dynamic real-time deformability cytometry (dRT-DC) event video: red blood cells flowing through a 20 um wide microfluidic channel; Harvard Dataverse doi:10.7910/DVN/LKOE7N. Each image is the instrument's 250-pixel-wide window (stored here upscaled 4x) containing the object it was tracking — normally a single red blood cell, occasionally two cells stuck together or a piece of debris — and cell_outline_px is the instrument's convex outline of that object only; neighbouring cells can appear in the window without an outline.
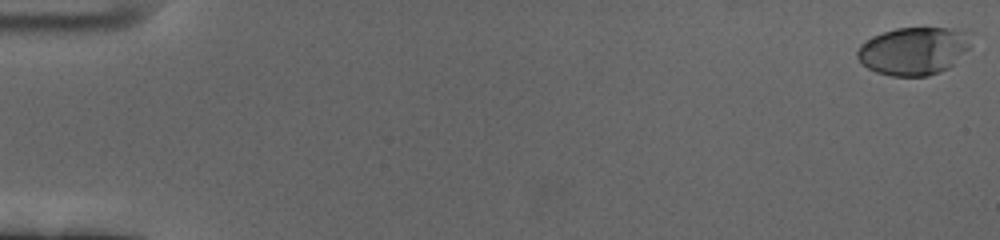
{"species": "human", "species_latin": "Homo sapiens", "temperature_condition": "cold", "stored_images_in_passage": 60, "camera_frame_rate_fps": 3000, "um_per_image_px": 0.085, "donor": {"sex": "female"}, "frame": {"image": 1, "passage_image": 1, "time_ms": 0.0, "image_size_px": [1000, 240], "cell_outline_px": [[972, 32], [968, 48], [948, 68], [940, 72], [928, 76], [892, 76], [876, 72], [868, 68], [856, 56], [856, 52], [860, 44], [872, 36], [896, 28], [952, 28]], "centroid_in_image_um": [77.65, 4.32], "position_along_channel_um": 7.3, "area_um2": 31.67}}
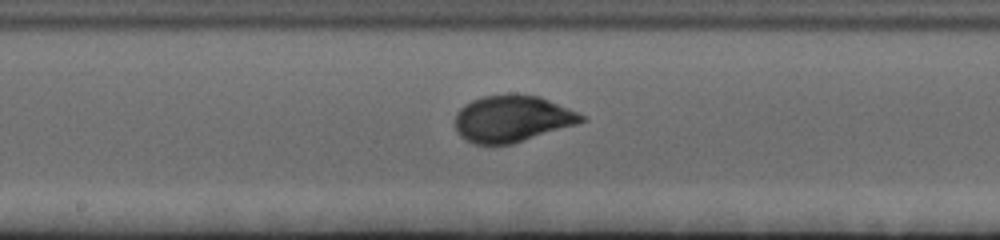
{"frame": {"image": 2, "passage_image": 33, "time_ms": 10.667, "image_size_px": [1000, 240], "cell_outline_px": [[588, 120], [576, 124], [512, 144], [472, 144], [464, 140], [456, 132], [456, 112], [464, 104], [472, 100], [484, 96], [512, 92], [516, 92], [540, 96], [568, 108], [584, 116]], "centroid_in_image_um": [43.5, 10.07], "position_along_channel_um": 204.7, "area_um2": 34.62}}
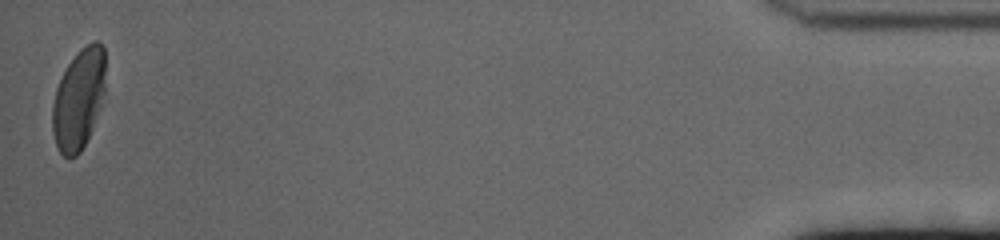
{"frame": {"image": 3, "passage_image": 60, "time_ms": 19.667, "image_size_px": [1000, 240], "cell_outline_px": [[104, 92], [100, 108], [92, 128], [80, 152], [76, 156], [68, 160], [60, 152], [56, 144], [52, 132], [52, 104], [56, 88], [68, 64], [76, 52], [92, 40], [96, 40], [104, 44]], "centroid_in_image_um": [6.68, 8.42], "position_along_channel_um": 428.5, "area_um2": 31.1}, "authors_computed_cell_mechanics": {"area_um2": 32.1946, "velocity_mm_per_s": 3.4197, "shape_relaxation_time_tau1_ms": 3.159, "shape_relaxation_time_tau2_ms": null, "deformation_change_tau1": 0.1682, "deformation_change_tau2": null}}